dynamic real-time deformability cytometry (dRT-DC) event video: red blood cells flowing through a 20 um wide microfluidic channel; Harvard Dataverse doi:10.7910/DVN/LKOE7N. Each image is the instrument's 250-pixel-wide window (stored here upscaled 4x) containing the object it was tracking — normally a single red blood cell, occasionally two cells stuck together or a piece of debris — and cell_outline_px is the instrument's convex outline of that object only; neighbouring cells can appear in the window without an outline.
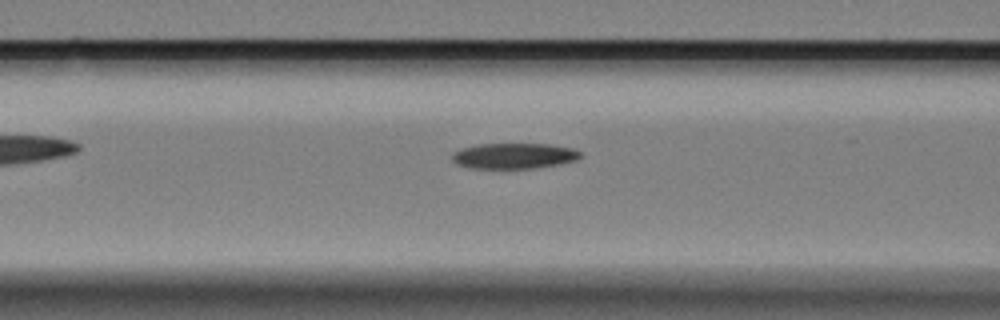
{"species": "Egyptian fruit bat (a non-hibernating species)", "species_latin": "Rousettus aegyptiacus", "temperature_condition": "cold", "stored_images_in_passage": 9, "camera_frame_rate_fps": 3000, "um_per_image_px": 0.085, "animal": {"sex": "female"}, "frame": {"image": 1, "passage_image": 7, "time_ms": 2.0, "image_size_px": [1000, 320], "cell_outline_px": [[584, 156], [576, 160], [560, 164], [536, 168], [468, 168], [456, 164], [452, 160], [452, 152], [460, 148], [476, 144], [548, 144], [572, 148], [580, 152]], "centroid_in_image_um": [43.67, 13.25], "position_along_channel_um": 122.9, "area_um2": 19.36}}